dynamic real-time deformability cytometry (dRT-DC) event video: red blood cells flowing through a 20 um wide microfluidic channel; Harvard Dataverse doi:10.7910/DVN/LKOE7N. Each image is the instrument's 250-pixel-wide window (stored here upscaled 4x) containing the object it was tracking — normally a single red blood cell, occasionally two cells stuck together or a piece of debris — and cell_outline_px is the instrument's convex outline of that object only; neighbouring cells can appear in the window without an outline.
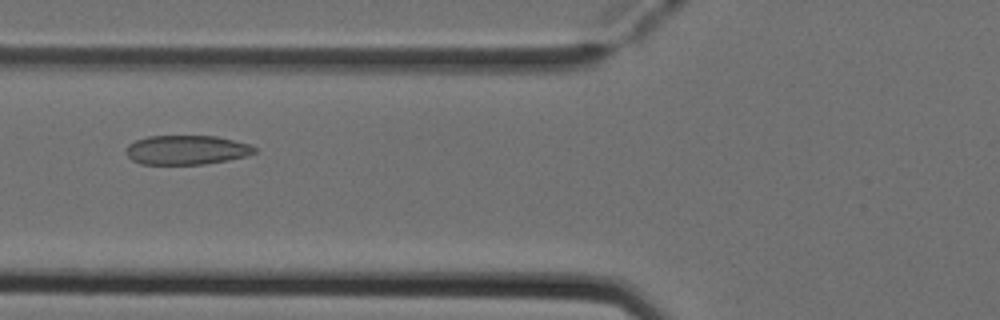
{"species": "Egyptian fruit bat (a non-hibernating species)", "species_latin": "Rousettus aegyptiacus", "temperature_condition": "cold", "stored_images_in_passage": 3, "camera_frame_rate_fps": 3000, "um_per_image_px": 0.085, "animal": {"sex": "female"}, "frame": {"image": 1, "passage_image": 3, "time_ms": 0.667, "image_size_px": [1000, 320], "cell_outline_px": [[256, 152], [248, 156], [228, 160], [204, 164], [140, 164], [132, 160], [124, 152], [128, 144], [136, 140], [148, 136], [216, 136], [248, 144], [256, 148]], "centroid_in_image_um": [15.83, 12.75], "position_along_channel_um": 110.0, "area_um2": 21.96}}